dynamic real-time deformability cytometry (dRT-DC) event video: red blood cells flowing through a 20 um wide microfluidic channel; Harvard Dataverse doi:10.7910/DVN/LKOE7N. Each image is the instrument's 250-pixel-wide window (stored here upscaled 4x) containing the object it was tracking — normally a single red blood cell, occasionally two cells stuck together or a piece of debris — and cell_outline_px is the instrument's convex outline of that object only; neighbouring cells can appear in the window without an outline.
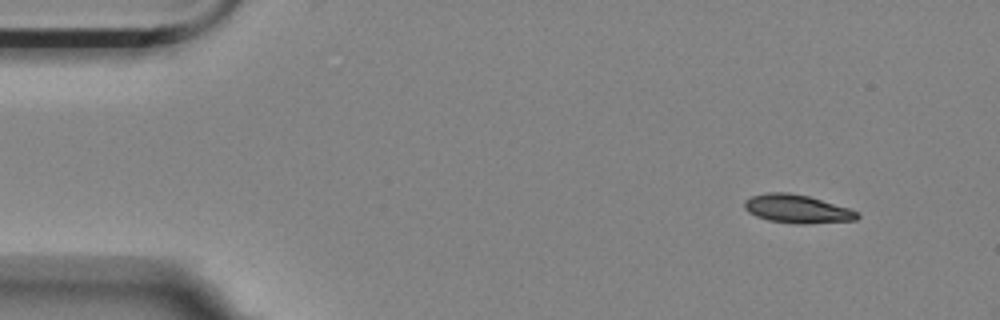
{"species": "Egyptian fruit bat (a non-hibernating species)", "species_latin": "Rousettus aegyptiacus", "temperature_condition": "room temperature", "stored_images_in_passage": 4, "segment_of_instrument_passage": [1, 2], "camera_frame_rate_fps": 3000, "um_per_image_px": 0.085, "animal": {"sex": "female"}, "frame": {"image": 1, "passage_image": 1, "time_ms": 0.0, "image_size_px": [1000, 320], "cell_outline_px": [[860, 216], [856, 220], [804, 224], [796, 224], [768, 220], [756, 216], [748, 212], [744, 208], [744, 200], [752, 196], [768, 192], [788, 192], [808, 196], [848, 208], [860, 212]], "centroid_in_image_um": [67.75, 17.76], "position_along_channel_um": 17.3, "area_um2": 18.67}}